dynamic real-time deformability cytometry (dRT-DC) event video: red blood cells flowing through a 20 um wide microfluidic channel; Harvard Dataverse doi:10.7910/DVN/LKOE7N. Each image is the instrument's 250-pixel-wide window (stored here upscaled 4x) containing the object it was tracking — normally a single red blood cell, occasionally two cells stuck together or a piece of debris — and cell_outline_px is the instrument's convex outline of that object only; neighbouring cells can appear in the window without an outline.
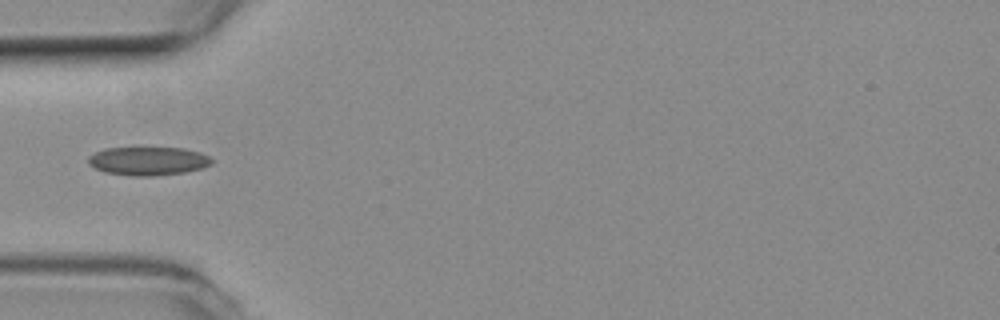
{"species": "common noctule bat (a hibernating species)", "species_latin": "Nyctalus noctula", "temperature_condition": "room temperature", "stored_images_in_passage": 8, "camera_frame_rate_fps": 3000, "um_per_image_px": 0.085, "animal": {"sex": "female", "body_mass_g": 19.3, "forearm_length_mm": 54.1}, "frame": {"image": 1, "passage_image": 5, "time_ms": 1.333, "image_size_px": [1000, 320], "cell_outline_px": [[212, 164], [200, 168], [184, 172], [156, 176], [132, 176], [104, 172], [88, 164], [88, 156], [104, 148], [184, 148], [200, 152], [208, 156], [212, 160]], "centroid_in_image_um": [12.57, 13.69], "position_along_channel_um": 72.4, "area_um2": 20.46}}
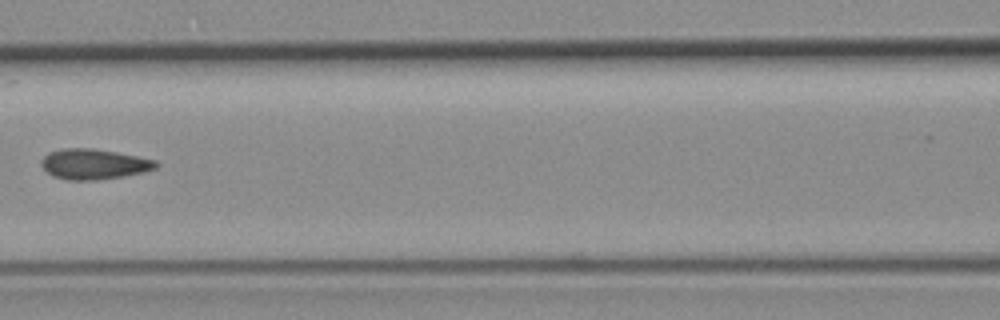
{"frame": {"image": 2, "passage_image": 7, "time_ms": 2.0, "image_size_px": [1000, 320], "cell_outline_px": [[160, 164], [156, 168], [144, 172], [124, 176], [96, 180], [68, 180], [52, 176], [40, 164], [40, 160], [48, 152], [64, 148], [92, 148], [116, 152], [156, 160]], "centroid_in_image_um": [7.97, 13.95], "position_along_channel_um": 158.6, "area_um2": 20.35}}
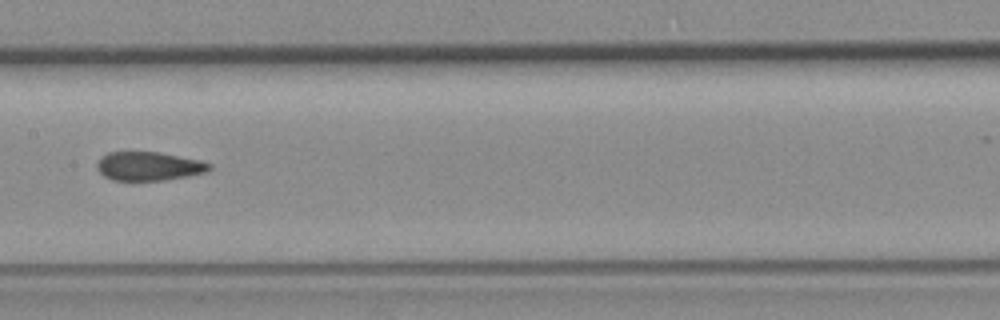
{"frame": {"image": 3, "passage_image": 8, "time_ms": 2.333, "image_size_px": [1000, 320], "cell_outline_px": [[212, 168], [208, 172], [188, 176], [164, 180], [112, 180], [104, 176], [96, 168], [96, 164], [108, 152], [156, 152], [200, 160], [212, 164]], "centroid_in_image_um": [12.68, 14.13], "position_along_channel_um": 194.7, "area_um2": 18.73}}